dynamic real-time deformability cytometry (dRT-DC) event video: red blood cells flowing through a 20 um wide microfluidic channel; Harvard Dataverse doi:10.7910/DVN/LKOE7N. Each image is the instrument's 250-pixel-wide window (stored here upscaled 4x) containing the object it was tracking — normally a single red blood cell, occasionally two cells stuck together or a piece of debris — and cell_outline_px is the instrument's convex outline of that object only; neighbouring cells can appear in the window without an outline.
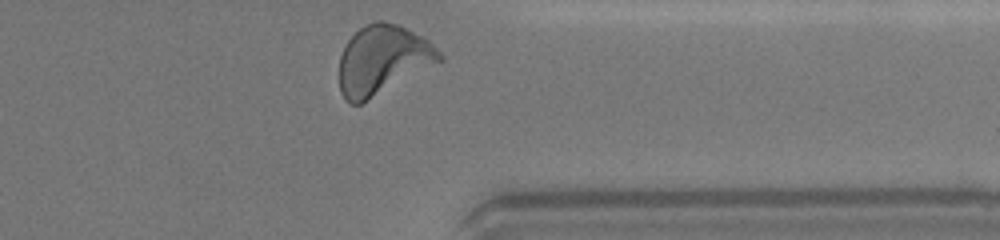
{"species": "human", "species_latin": "Homo sapiens", "temperature_condition": "warm", "stored_images_in_passage": 23, "camera_frame_rate_fps": 3000, "um_per_image_px": 0.085, "donor": {"sex": "female"}, "frame": {"image": 1, "passage_image": 23, "time_ms": 7.333, "image_size_px": [1000, 240], "cell_outline_px": [[444, 60], [360, 104], [352, 104], [344, 100], [340, 92], [340, 56], [348, 40], [360, 28], [376, 20], [380, 20], [400, 24], [428, 40], [444, 56]], "centroid_in_image_um": [32.53, 5.09], "position_along_channel_um": 378.9, "area_um2": 40.17}, "authors_computed_cell_mechanics": {"area_um2": 38.0324, "velocity_mm_per_s": 4.3897, "shape_relaxation_time_tau1_ms": 5.6199, "shape_relaxation_time_tau2_ms": 0.8434, "deformation_change_tau1": 0.2172, "deformation_change_tau2": 0.0795}}